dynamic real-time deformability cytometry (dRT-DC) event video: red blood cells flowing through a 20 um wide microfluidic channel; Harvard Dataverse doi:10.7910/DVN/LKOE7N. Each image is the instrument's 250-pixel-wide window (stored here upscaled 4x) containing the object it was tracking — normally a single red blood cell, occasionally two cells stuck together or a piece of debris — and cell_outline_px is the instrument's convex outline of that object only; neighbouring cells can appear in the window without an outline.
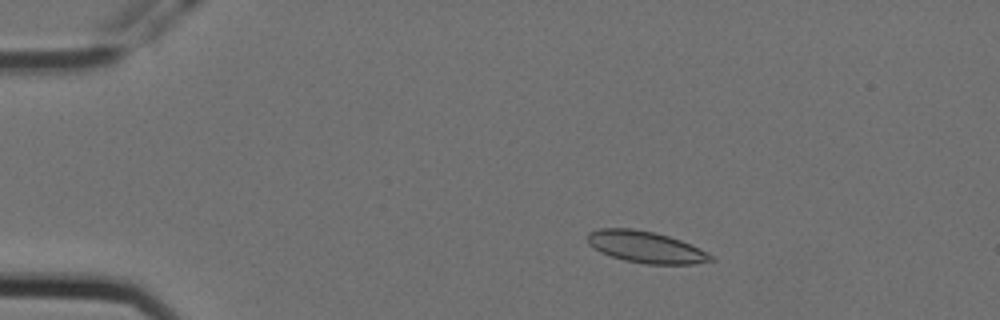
{"species": "Egyptian fruit bat (a non-hibernating species)", "species_latin": "Rousettus aegyptiacus", "temperature_condition": "cold", "stored_images_in_passage": 57, "camera_frame_rate_fps": 3000, "um_per_image_px": 0.085, "animal": {"sex": "female"}, "frame": {"image": 1, "passage_image": 10, "time_ms": 3.0, "image_size_px": [1000, 320], "cell_outline_px": [[716, 260], [692, 264], [644, 264], [624, 260], [600, 252], [592, 248], [588, 244], [588, 232], [600, 228], [632, 228], [656, 232], [680, 240], [708, 252]], "centroid_in_image_um": [54.87, 20.99], "position_along_channel_um": 30.1, "area_um2": 22.77}}
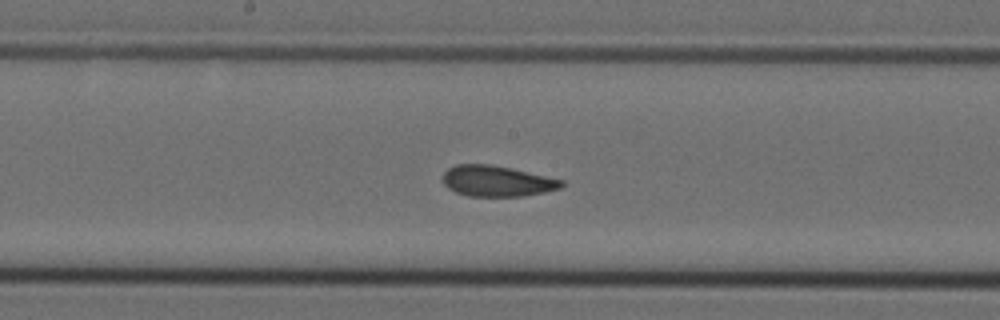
{"frame": {"image": 2, "passage_image": 30, "time_ms": 9.667, "image_size_px": [1000, 320], "cell_outline_px": [[564, 184], [560, 188], [544, 192], [524, 196], [468, 196], [456, 192], [448, 188], [444, 184], [444, 172], [448, 168], [456, 164], [492, 164], [512, 168], [564, 180]], "centroid_in_image_um": [42.25, 15.38], "position_along_channel_um": 206.0, "area_um2": 21.33}}
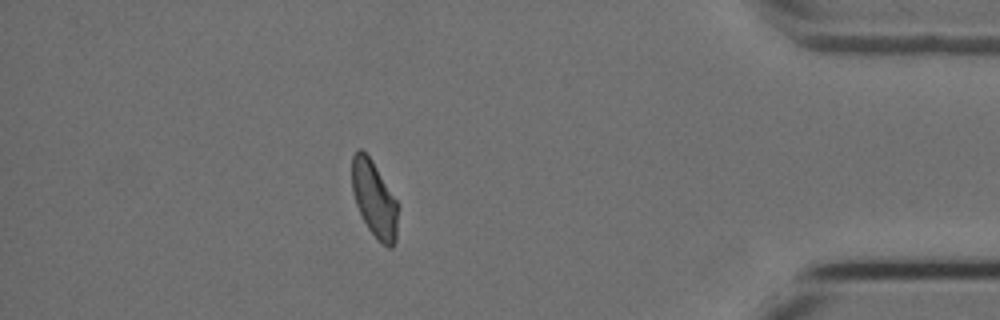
{"frame": {"image": 3, "passage_image": 50, "time_ms": 16.333, "image_size_px": [1000, 320], "cell_outline_px": [[396, 240], [392, 248], [388, 248], [368, 228], [356, 204], [352, 192], [352, 156], [356, 148], [360, 148], [372, 160], [396, 200]], "centroid_in_image_um": [31.78, 16.87], "position_along_channel_um": 403.4, "area_um2": 19.83}, "authors_computed_cell_mechanics": {"area_um2": 21.7906, "velocity_mm_per_s": 3.5494, "shape_relaxation_time_tau1_ms": 7.1217, "shape_relaxation_time_tau2_ms": 2.0839, "deformation_change_tau1": 0.1388, "deformation_change_tau2": 0.0732}}